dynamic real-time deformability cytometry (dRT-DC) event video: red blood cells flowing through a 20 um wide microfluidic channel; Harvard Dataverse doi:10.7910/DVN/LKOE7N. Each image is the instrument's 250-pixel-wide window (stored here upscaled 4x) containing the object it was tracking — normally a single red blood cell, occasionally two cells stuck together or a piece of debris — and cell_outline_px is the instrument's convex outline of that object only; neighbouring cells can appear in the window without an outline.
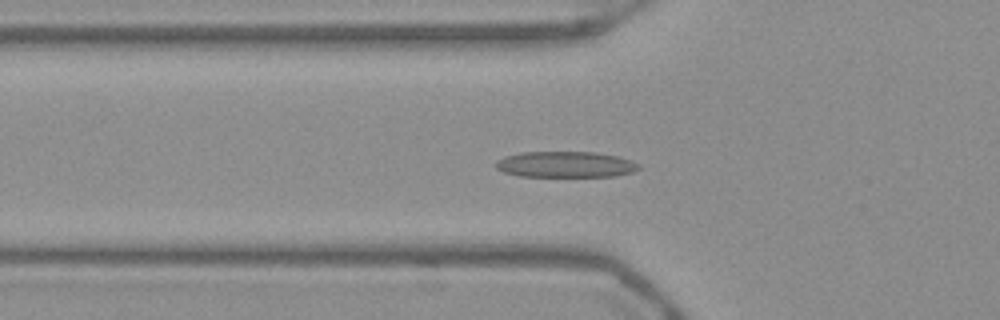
{"species": "Egyptian fruit bat (a non-hibernating species)", "species_latin": "Rousettus aegyptiacus", "temperature_condition": "warm", "stored_images_in_passage": 53, "camera_frame_rate_fps": 3000, "um_per_image_px": 0.085, "frame": {"image": 1, "passage_image": 19, "time_ms": 6.0, "image_size_px": [1000, 320], "cell_outline_px": [[640, 168], [632, 172], [616, 176], [520, 176], [504, 172], [496, 168], [496, 160], [504, 156], [520, 152], [596, 152], [616, 156], [640, 164]], "centroid_in_image_um": [48.04, 13.97], "position_along_channel_um": 77.8, "area_um2": 21.56}}
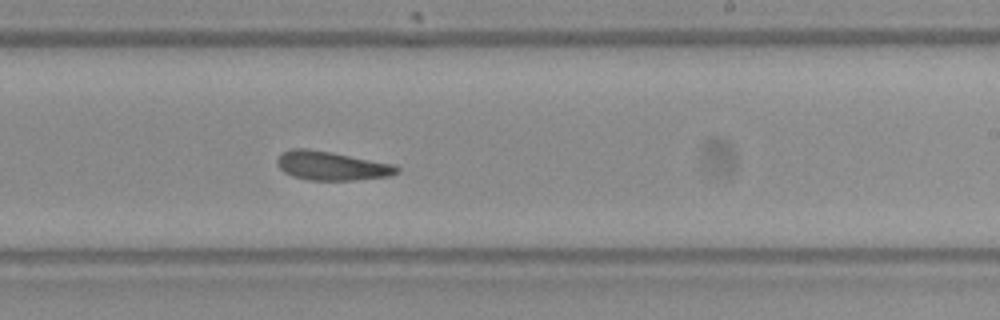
{"frame": {"image": 2, "passage_image": 33, "time_ms": 10.667, "image_size_px": [1000, 320], "cell_outline_px": [[400, 172], [392, 176], [352, 180], [308, 180], [292, 176], [284, 172], [276, 164], [276, 160], [280, 152], [292, 148], [308, 148], [332, 152], [392, 164], [400, 168]], "centroid_in_image_um": [28.15, 14.09], "position_along_channel_um": 260.8, "area_um2": 20.35}}
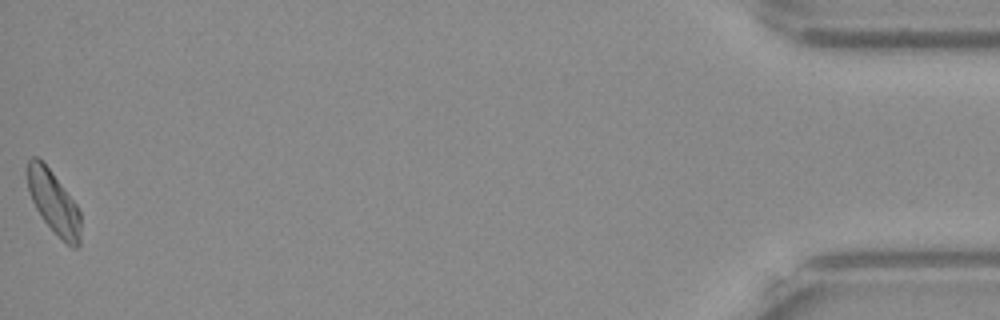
{"frame": {"image": 3, "passage_image": 53, "time_ms": 17.333, "image_size_px": [1000, 320], "cell_outline_px": [[80, 244], [76, 248], [72, 248], [40, 216], [32, 200], [28, 188], [28, 160], [32, 156], [36, 156], [52, 172], [76, 204], [80, 212]], "centroid_in_image_um": [4.57, 17.2], "position_along_channel_um": 430.6, "area_um2": 18.9}, "authors_computed_cell_mechanics": {"area_um2": 20.4034, "velocity_mm_per_s": 3.9154, "shape_relaxation_time_tau1_ms": null, "shape_relaxation_time_tau2_ms": 10.8295, "deformation_change_tau1": null, "deformation_change_tau2": 0.2473}}